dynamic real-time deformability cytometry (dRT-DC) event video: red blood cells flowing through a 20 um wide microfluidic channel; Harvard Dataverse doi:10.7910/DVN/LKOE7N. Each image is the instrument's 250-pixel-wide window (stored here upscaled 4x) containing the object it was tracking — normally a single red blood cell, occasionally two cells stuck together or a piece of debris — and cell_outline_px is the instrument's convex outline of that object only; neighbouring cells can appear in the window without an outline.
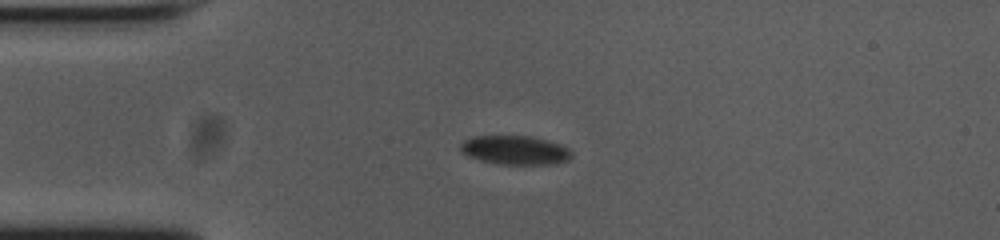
{"species": "common noctule bat (a hibernating species)", "species_latin": "Nyctalus noctula", "temperature_condition": "cold", "stored_images_in_passage": 46, "camera_frame_rate_fps": 3000, "um_per_image_px": 0.085, "animal": {"sex": "female", "body_mass_g": 23.0, "forearm_length_mm": 53.4}, "frame": {"image": 1, "passage_image": 1, "time_ms": 0.0, "image_size_px": [1000, 240], "cell_outline_px": [[572, 156], [568, 160], [556, 164], [500, 164], [480, 160], [468, 156], [460, 148], [460, 144], [464, 140], [472, 136], [532, 136], [548, 140], [560, 144], [568, 148], [572, 152]], "centroid_in_image_um": [43.81, 12.76], "position_along_channel_um": 41.2, "area_um2": 18.79}}
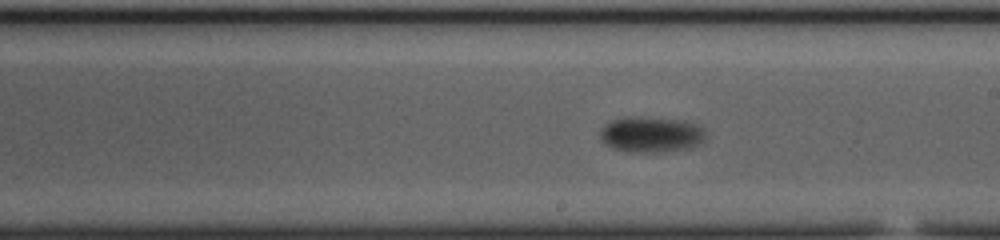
{"frame": {"image": 2, "passage_image": 20, "time_ms": 6.333, "image_size_px": [1000, 240], "cell_outline_px": [[704, 140], [688, 148], [660, 152], [628, 152], [616, 148], [608, 144], [600, 136], [600, 128], [604, 124], [612, 120], [628, 116], [636, 116], [684, 120], [696, 124], [704, 128]], "centroid_in_image_um": [55.34, 11.41], "position_along_channel_um": 233.7, "area_um2": 21.85}}
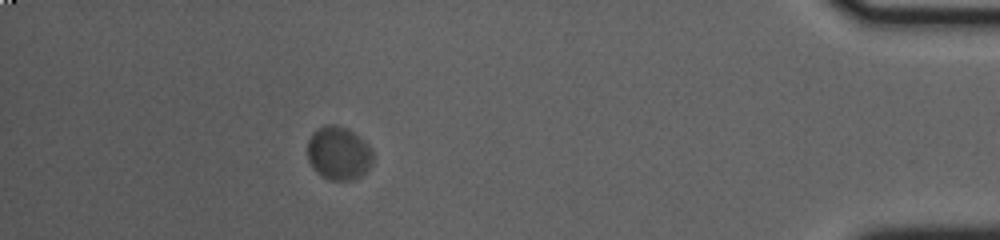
{"frame": {"image": 3, "passage_image": 40, "time_ms": 13.0, "image_size_px": [1000, 240], "cell_outline_px": [[372, 164], [360, 176], [352, 180], [328, 180], [320, 176], [312, 168], [308, 160], [308, 140], [312, 132], [316, 128], [328, 124], [336, 124], [348, 128], [364, 140], [368, 144], [372, 152]], "centroid_in_image_um": [28.75, 13.01], "position_along_channel_um": 406.4, "area_um2": 20.63}, "authors_computed_cell_mechanics": {"area_um2": 20.5479, "velocity_mm_per_s": 3.4274, "shape_relaxation_time_tau1_ms": 3.4529, "shape_relaxation_time_tau2_ms": null, "deformation_change_tau1": 0.0976, "deformation_change_tau2": null}}